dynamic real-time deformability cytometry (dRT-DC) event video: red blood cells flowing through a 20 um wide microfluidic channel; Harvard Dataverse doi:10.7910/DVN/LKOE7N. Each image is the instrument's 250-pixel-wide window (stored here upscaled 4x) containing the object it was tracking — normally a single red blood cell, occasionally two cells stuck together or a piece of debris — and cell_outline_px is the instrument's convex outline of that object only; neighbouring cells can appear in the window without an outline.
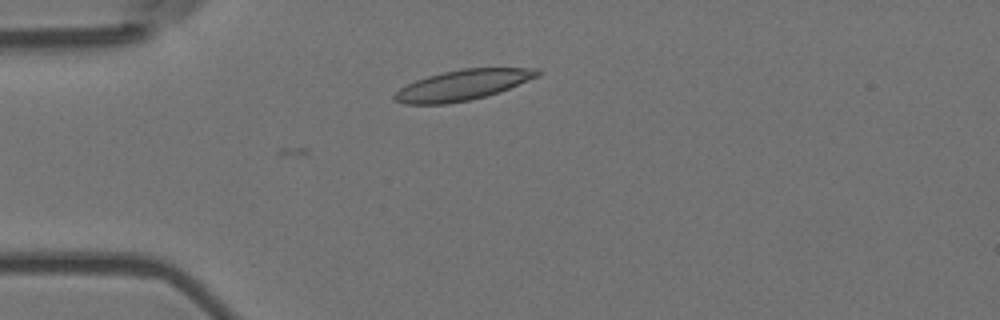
{"species": "Egyptian fruit bat (a non-hibernating species)", "species_latin": "Rousettus aegyptiacus", "temperature_condition": "room temperature", "stored_images_in_passage": 5, "camera_frame_rate_fps": 3000, "um_per_image_px": 0.085, "animal": {"sex": "female"}, "frame": {"image": 1, "passage_image": 5, "time_ms": 1.333, "image_size_px": [1000, 320], "cell_outline_px": [[540, 76], [500, 92], [468, 100], [448, 104], [404, 104], [392, 100], [392, 96], [400, 88], [416, 80], [428, 76], [444, 72], [464, 68], [540, 68]], "centroid_in_image_um": [39.33, 7.23], "position_along_channel_um": 45.7, "area_um2": 25.32}}